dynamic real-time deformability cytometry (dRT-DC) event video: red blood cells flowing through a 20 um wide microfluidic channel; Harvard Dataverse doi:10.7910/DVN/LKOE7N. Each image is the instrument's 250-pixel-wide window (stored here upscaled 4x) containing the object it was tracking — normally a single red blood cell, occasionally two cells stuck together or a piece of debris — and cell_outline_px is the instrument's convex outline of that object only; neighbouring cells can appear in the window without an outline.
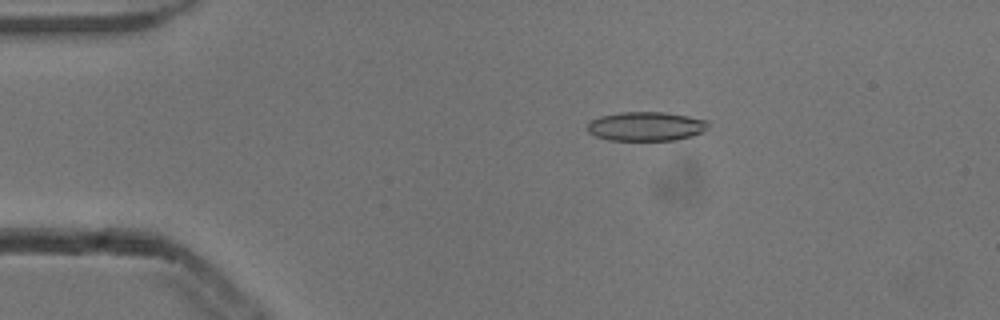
{"species": "common noctule bat (a hibernating species)", "species_latin": "Nyctalus noctula", "temperature_condition": "cold", "stored_images_in_passage": 53, "camera_frame_rate_fps": 3000, "um_per_image_px": 0.085, "animal": {"sex": "male", "body_mass_g": 13.3}, "frame": {"image": 1, "passage_image": 10, "time_ms": 3.0, "image_size_px": [1000, 320], "cell_outline_px": [[708, 124], [704, 132], [692, 136], [676, 140], [608, 140], [596, 136], [588, 132], [588, 120], [600, 116], [620, 112], [664, 112], [688, 116], [708, 120]], "centroid_in_image_um": [54.9, 10.73], "position_along_channel_um": 30.1, "area_um2": 20.63}}
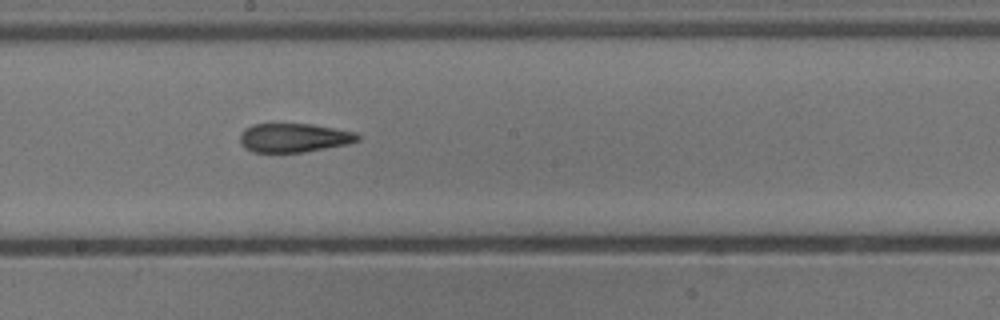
{"frame": {"image": 2, "passage_image": 29, "time_ms": 9.333, "image_size_px": [1000, 320], "cell_outline_px": [[360, 140], [348, 144], [300, 152], [252, 152], [244, 148], [240, 144], [240, 132], [244, 128], [252, 124], [312, 124], [356, 132], [360, 136]], "centroid_in_image_um": [24.95, 11.7], "position_along_channel_um": 223.2, "area_um2": 19.88}}
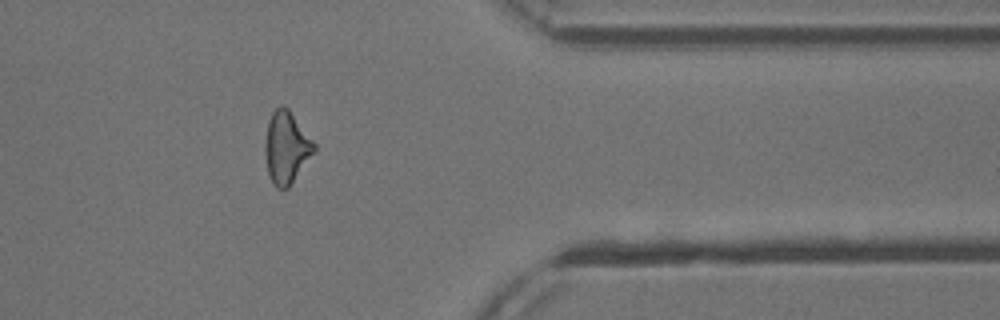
{"frame": {"image": 3, "passage_image": 43, "time_ms": 14.0, "image_size_px": [1000, 320], "cell_outline_px": [[316, 152], [288, 188], [276, 188], [268, 172], [264, 148], [264, 144], [268, 120], [272, 112], [276, 108], [284, 104], [288, 108], [316, 144]], "centroid_in_image_um": [24.36, 12.52], "position_along_channel_um": 387.0, "area_um2": 20.69}, "authors_computed_cell_mechanics": {"area_um2": 20.519, "velocity_mm_per_s": 3.8868, "shape_relaxation_time_tau1_ms": 5.9519, "shape_relaxation_time_tau2_ms": 2.8686, "deformation_change_tau1": 0.1752, "deformation_change_tau2": 0.1266}}